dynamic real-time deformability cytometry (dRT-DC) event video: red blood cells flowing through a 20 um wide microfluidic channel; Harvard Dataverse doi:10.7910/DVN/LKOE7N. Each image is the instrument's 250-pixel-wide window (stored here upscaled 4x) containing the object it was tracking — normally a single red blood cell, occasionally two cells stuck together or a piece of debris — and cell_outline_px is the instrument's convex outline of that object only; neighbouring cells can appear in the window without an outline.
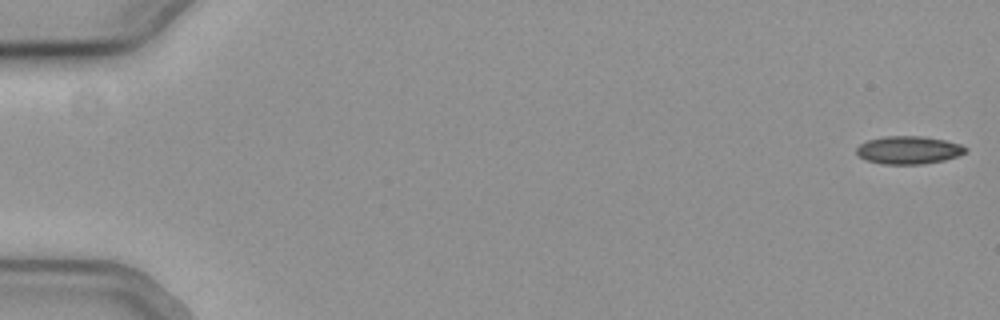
{"species": "common noctule bat (a hibernating species)", "species_latin": "Nyctalus noctula", "temperature_condition": "cold", "stored_images_in_passage": 56, "camera_frame_rate_fps": 3000, "um_per_image_px": 0.085, "animal": {"sex": "female", "body_mass_g": 19.3, "forearm_length_mm": 54.1}, "frame": {"image": 1, "passage_image": 1, "time_ms": 0.0, "image_size_px": [1000, 320], "cell_outline_px": [[968, 152], [944, 160], [924, 164], [880, 164], [868, 160], [860, 156], [856, 152], [856, 148], [860, 144], [868, 140], [884, 136], [924, 136], [944, 140], [960, 144], [968, 148]], "centroid_in_image_um": [77.25, 12.75], "position_along_channel_um": 7.7, "area_um2": 17.74}}
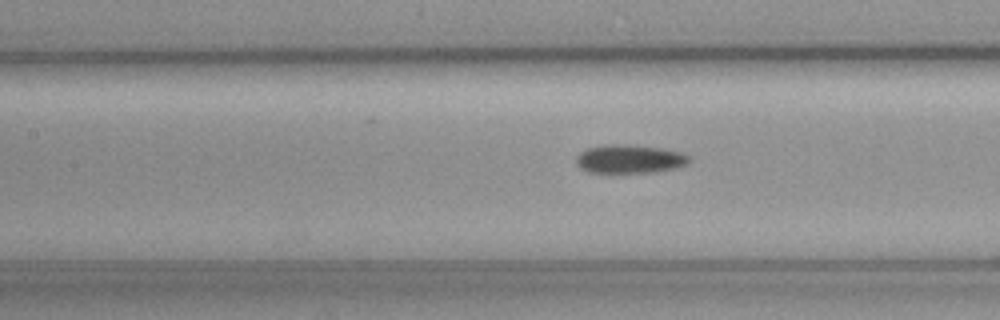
{"frame": {"image": 2, "passage_image": 26, "time_ms": 8.333, "image_size_px": [1000, 320], "cell_outline_px": [[692, 160], [688, 164], [676, 168], [656, 172], [612, 176], [588, 172], [580, 168], [576, 164], [576, 156], [580, 152], [588, 148], [604, 144], [628, 144], [664, 148], [680, 152], [692, 156]], "centroid_in_image_um": [53.51, 13.56], "position_along_channel_um": 153.9, "area_um2": 20.11}}
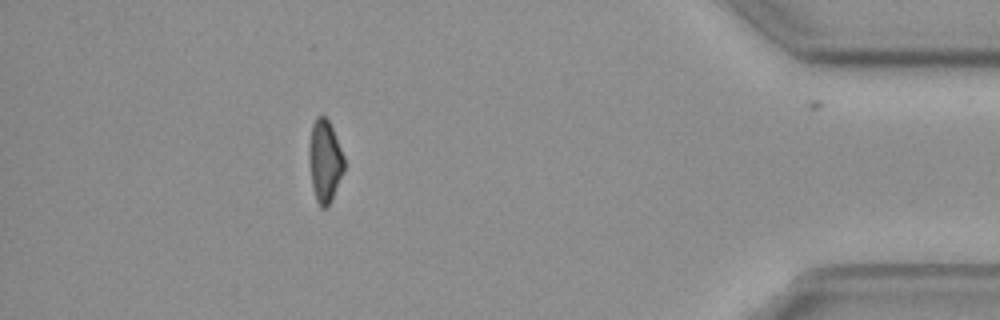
{"frame": {"image": 3, "passage_image": 50, "time_ms": 16.333, "image_size_px": [1000, 320], "cell_outline_px": [[344, 172], [332, 200], [324, 208], [320, 208], [316, 200], [312, 184], [308, 160], [308, 152], [312, 124], [316, 116], [324, 116], [328, 120], [332, 128], [344, 156]], "centroid_in_image_um": [27.6, 13.7], "position_along_channel_um": 407.6, "area_um2": 16.88}}